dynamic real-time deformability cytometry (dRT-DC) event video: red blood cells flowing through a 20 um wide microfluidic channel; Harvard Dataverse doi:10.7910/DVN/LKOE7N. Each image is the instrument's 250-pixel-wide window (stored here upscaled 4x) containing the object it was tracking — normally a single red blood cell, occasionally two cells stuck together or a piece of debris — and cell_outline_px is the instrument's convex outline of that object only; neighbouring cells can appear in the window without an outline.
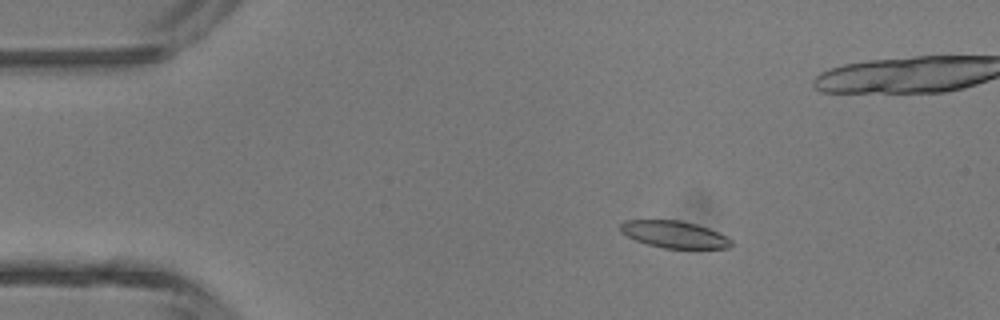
{"species": "common noctule bat (a hibernating species)", "species_latin": "Nyctalus noctula", "temperature_condition": "room temperature", "stored_images_in_passage": 2, "camera_frame_rate_fps": 3000, "um_per_image_px": 0.085, "animal": {"sex": "male", "body_mass_g": 13.3}, "frame": {"image": 1, "passage_image": 2, "time_ms": 1.333, "image_size_px": [1000, 320], "cell_outline_px": [[732, 248], [664, 248], [648, 244], [636, 240], [620, 232], [620, 224], [624, 220], [680, 220], [696, 224], [708, 228], [732, 240]], "centroid_in_image_um": [57.29, 19.92], "position_along_channel_um": 27.7, "area_um2": 17.28}}